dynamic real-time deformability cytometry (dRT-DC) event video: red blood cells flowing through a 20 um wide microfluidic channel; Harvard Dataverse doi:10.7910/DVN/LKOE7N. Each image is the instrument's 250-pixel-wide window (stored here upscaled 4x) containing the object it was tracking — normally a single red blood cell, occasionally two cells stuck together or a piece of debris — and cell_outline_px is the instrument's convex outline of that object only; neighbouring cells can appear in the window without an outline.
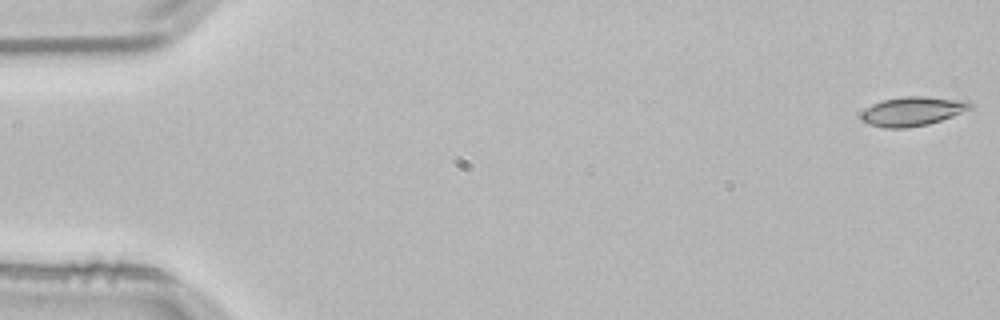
{"species": "common noctule bat (a hibernating species)", "species_latin": "Nyctalus noctula", "temperature_condition": "room temperature", "stored_images_in_passage": 53, "camera_frame_rate_fps": 3000, "um_per_image_px": 0.085, "animal": {"sex": "male", "body_mass_g": 21.5, "forearm_length_mm": 52.0}, "frame": {"image": 1, "passage_image": 1, "time_ms": 0.0, "image_size_px": [1000, 320], "cell_outline_px": [[972, 108], [952, 116], [928, 124], [908, 128], [884, 128], [868, 124], [860, 120], [860, 112], [872, 104], [884, 100], [904, 96], [924, 96], [968, 100], [972, 104]], "centroid_in_image_um": [77.54, 9.46], "position_along_channel_um": 7.5, "area_um2": 18.67}}
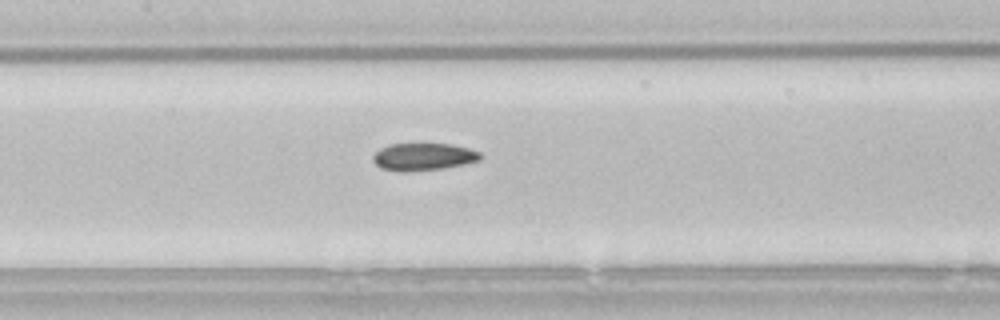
{"frame": {"image": 2, "passage_image": 25, "time_ms": 8.0, "image_size_px": [1000, 320], "cell_outline_px": [[484, 156], [480, 160], [440, 168], [404, 172], [400, 172], [380, 168], [372, 160], [372, 156], [380, 148], [388, 144], [424, 140], [452, 144], [468, 148], [480, 152]], "centroid_in_image_um": [35.95, 13.26], "position_along_channel_um": 171.5, "area_um2": 17.98}}
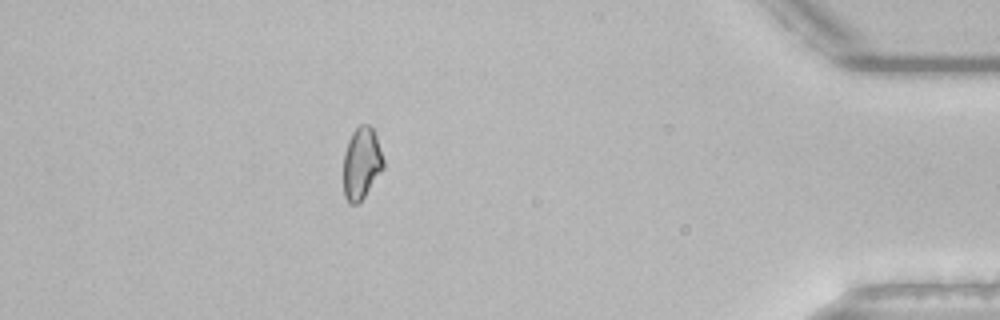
{"frame": {"image": 3, "passage_image": 47, "time_ms": 15.333, "image_size_px": [1000, 320], "cell_outline_px": [[384, 168], [364, 196], [356, 204], [348, 204], [344, 196], [344, 152], [348, 140], [352, 132], [360, 124], [368, 124], [372, 128], [376, 136], [384, 160]], "centroid_in_image_um": [30.72, 13.87], "position_along_channel_um": 404.5, "area_um2": 16.7}, "authors_computed_cell_mechanics": {"area_um2": 17.5712, "velocity_mm_per_s": 3.8429, "shape_relaxation_time_tau1_ms": 9.1924, "shape_relaxation_time_tau2_ms": 3.5648, "deformation_change_tau1": 0.1535, "deformation_change_tau2": 0.0689}}